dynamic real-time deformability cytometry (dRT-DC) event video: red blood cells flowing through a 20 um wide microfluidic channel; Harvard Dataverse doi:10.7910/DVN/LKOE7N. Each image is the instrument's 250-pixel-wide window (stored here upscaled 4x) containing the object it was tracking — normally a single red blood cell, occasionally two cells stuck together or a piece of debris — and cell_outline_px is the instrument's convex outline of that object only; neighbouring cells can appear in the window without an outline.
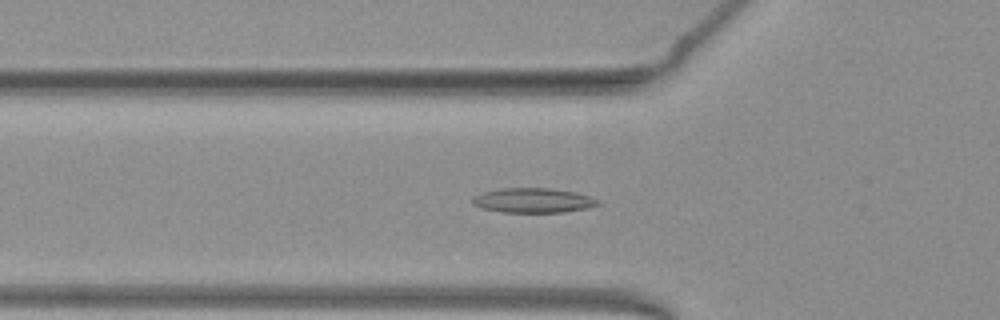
{"species": "common noctule bat (a hibernating species)", "species_latin": "Nyctalus noctula", "temperature_condition": "warm", "stored_images_in_passage": 22, "camera_frame_rate_fps": 3000, "um_per_image_px": 0.085, "animal": {"sex": "female", "body_mass_g": 19.3, "forearm_length_mm": 54.1}, "frame": {"image": 1, "passage_image": 13, "time_ms": 4.0, "image_size_px": [1000, 320], "cell_outline_px": [[600, 204], [588, 208], [564, 212], [500, 212], [480, 208], [472, 204], [472, 200], [476, 196], [484, 192], [500, 188], [552, 188], [576, 192], [600, 200]], "centroid_in_image_um": [45.33, 17.03], "position_along_channel_um": 80.5, "area_um2": 18.09}}